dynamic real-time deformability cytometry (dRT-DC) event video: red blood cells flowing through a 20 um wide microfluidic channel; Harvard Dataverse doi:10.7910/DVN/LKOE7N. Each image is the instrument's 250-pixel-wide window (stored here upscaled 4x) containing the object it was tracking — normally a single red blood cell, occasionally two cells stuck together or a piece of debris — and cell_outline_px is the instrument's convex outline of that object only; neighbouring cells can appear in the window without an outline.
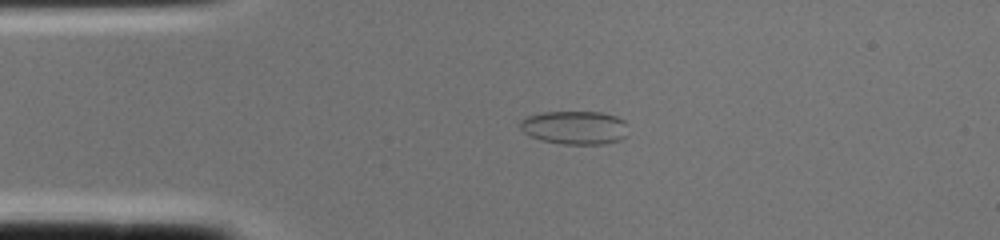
{"species": "common noctule bat (a hibernating species)", "species_latin": "Nyctalus noctula", "temperature_condition": "cold", "stored_images_in_passage": 1, "camera_frame_rate_fps": 3000, "um_per_image_px": 0.085, "animal": {"sex": "female", "body_mass_g": 22.0, "forearm_length_mm": 56.7}, "frame": {"image": 1, "passage_image": 1, "time_ms": 0.0, "image_size_px": [1000, 240], "cell_outline_px": [[628, 124], [624, 136], [620, 140], [604, 144], [564, 144], [540, 140], [524, 132], [520, 128], [520, 120], [528, 116], [540, 112], [600, 112], [616, 116], [624, 120]], "centroid_in_image_um": [48.86, 10.84], "position_along_channel_um": 36.1, "area_um2": 21.1}}